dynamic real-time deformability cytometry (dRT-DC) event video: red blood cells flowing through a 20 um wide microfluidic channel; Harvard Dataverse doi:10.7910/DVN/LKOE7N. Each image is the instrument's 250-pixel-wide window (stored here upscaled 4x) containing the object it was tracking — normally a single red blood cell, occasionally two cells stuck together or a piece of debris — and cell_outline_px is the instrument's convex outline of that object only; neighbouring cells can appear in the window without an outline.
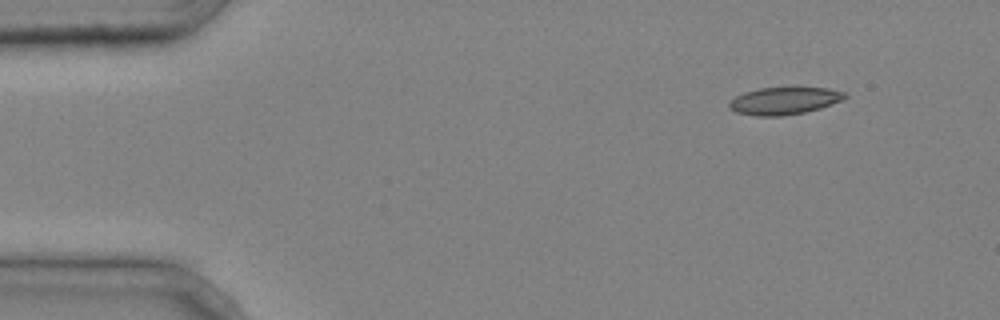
{"species": "common noctule bat (a hibernating species)", "species_latin": "Nyctalus noctula", "temperature_condition": "cold", "stored_images_in_passage": 5, "camera_frame_rate_fps": 3000, "um_per_image_px": 0.085, "animal": {"sex": "male", "body_mass_g": 20.4}, "frame": {"image": 1, "passage_image": 2, "time_ms": 0.333, "image_size_px": [1000, 320], "cell_outline_px": [[848, 96], [832, 104], [820, 108], [804, 112], [784, 116], [756, 116], [736, 112], [728, 108], [728, 104], [736, 96], [744, 92], [760, 88], [828, 88], [848, 92]], "centroid_in_image_um": [66.66, 8.57], "position_along_channel_um": 18.3, "area_um2": 18.38}}